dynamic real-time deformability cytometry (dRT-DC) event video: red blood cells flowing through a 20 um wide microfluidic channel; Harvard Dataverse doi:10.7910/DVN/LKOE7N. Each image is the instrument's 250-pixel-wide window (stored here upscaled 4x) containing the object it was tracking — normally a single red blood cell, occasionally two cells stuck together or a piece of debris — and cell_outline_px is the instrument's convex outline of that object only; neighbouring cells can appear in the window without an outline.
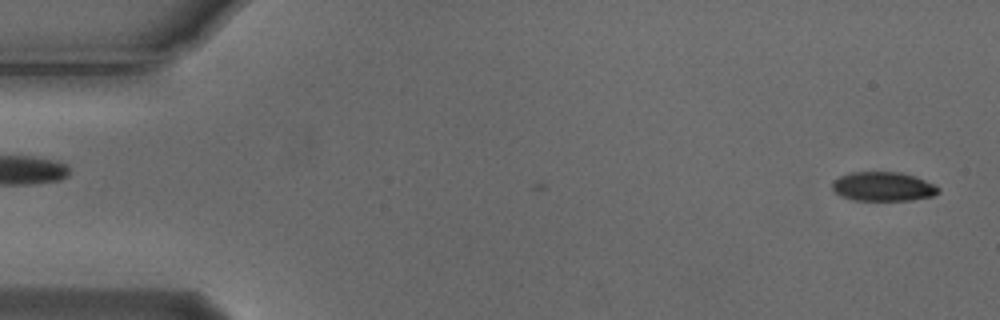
{"species": "Egyptian fruit bat (a non-hibernating species)", "species_latin": "Rousettus aegyptiacus", "temperature_condition": "cold", "stored_images_in_passage": 5, "camera_frame_rate_fps": 3000, "um_per_image_px": 0.085, "animal": {"sex": "male"}, "frame": {"image": 1, "passage_image": 1, "time_ms": 0.0, "image_size_px": [1000, 320], "cell_outline_px": [[940, 192], [932, 196], [912, 200], [852, 200], [840, 196], [832, 188], [832, 180], [848, 172], [900, 172], [916, 176], [936, 184], [940, 188]], "centroid_in_image_um": [75.08, 15.85], "position_along_channel_um": 9.9, "area_um2": 18.32}}